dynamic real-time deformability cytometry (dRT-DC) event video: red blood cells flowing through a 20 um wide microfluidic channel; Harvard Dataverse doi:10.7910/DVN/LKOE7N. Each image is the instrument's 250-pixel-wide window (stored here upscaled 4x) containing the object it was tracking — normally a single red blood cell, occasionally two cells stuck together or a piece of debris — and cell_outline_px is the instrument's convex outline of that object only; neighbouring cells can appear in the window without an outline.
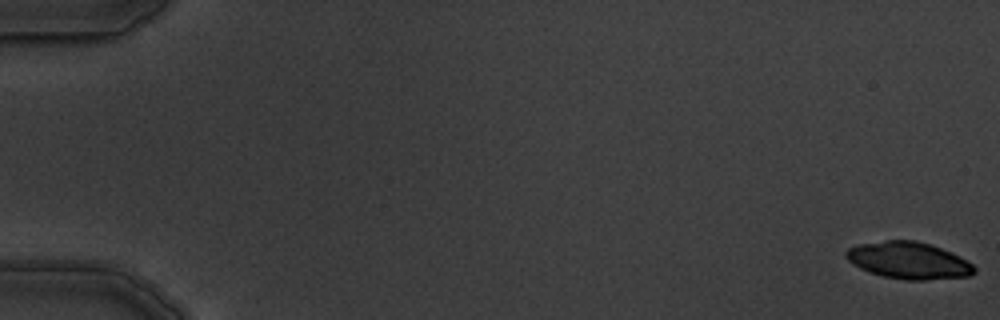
{"species": "common noctule bat (a hibernating species)", "species_latin": "Nyctalus noctula", "temperature_condition": "warm", "stored_images_in_passage": 5, "camera_frame_rate_fps": 3000, "um_per_image_px": 0.085, "animal": {"sex": "male", "body_mass_g": 19.5, "forearm_length_mm": 54.6}, "frame": {"image": 1, "passage_image": 1, "time_ms": 0.0, "image_size_px": [1000, 320], "cell_outline_px": [[976, 272], [972, 276], [924, 280], [908, 280], [884, 276], [868, 272], [852, 264], [844, 256], [844, 252], [848, 248], [856, 244], [884, 240], [916, 240], [952, 252], [960, 256], [972, 264], [976, 268]], "centroid_in_image_um": [77.22, 22.13], "position_along_channel_um": 7.8, "area_um2": 27.8}}
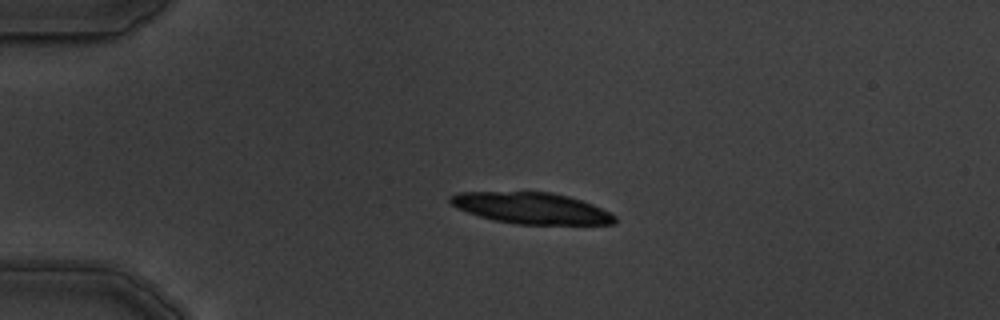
{"frame": {"image": 2, "passage_image": 4, "time_ms": 4.333, "image_size_px": [1000, 320], "cell_outline_px": [[616, 220], [612, 224], [516, 224], [492, 220], [456, 208], [448, 200], [448, 196], [460, 192], [552, 192], [568, 196], [592, 204], [616, 216]], "centroid_in_image_um": [45.13, 17.69], "position_along_channel_um": 39.9, "area_um2": 29.77}}